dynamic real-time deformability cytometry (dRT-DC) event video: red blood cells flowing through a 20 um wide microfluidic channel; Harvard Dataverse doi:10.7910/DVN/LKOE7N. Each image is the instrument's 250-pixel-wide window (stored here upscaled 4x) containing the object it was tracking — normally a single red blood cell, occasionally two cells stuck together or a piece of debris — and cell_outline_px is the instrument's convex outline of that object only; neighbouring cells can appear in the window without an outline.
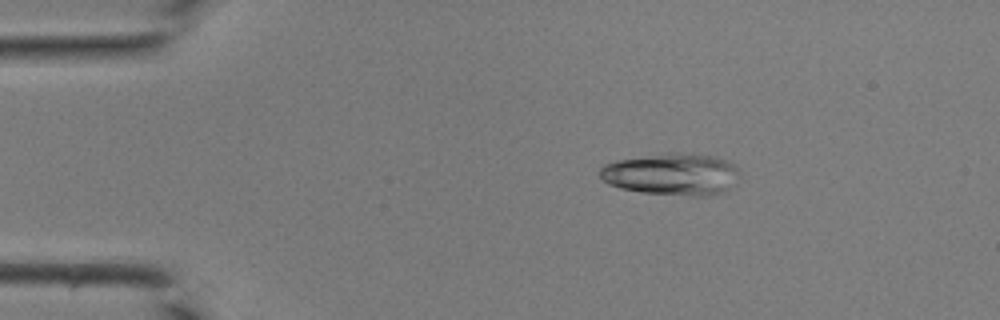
{"species": "common noctule bat (a hibernating species)", "species_latin": "Nyctalus noctula", "temperature_condition": "room temperature", "stored_images_in_passage": 26, "camera_frame_rate_fps": 3000, "um_per_image_px": 0.085, "animal": {"sex": "male", "body_mass_g": 19.0, "forearm_length_mm": 50.8}, "frame": {"image": 1, "passage_image": 1, "time_ms": 0.0, "image_size_px": [1000, 320], "cell_outline_px": [[740, 176], [728, 188], [712, 196], [692, 196], [640, 192], [620, 188], [608, 184], [600, 176], [600, 168], [604, 164], [620, 160], [660, 152], [676, 152], [716, 156], [728, 160], [736, 168]], "centroid_in_image_um": [57.1, 14.79], "position_along_channel_um": 27.9, "area_um2": 34.33}}
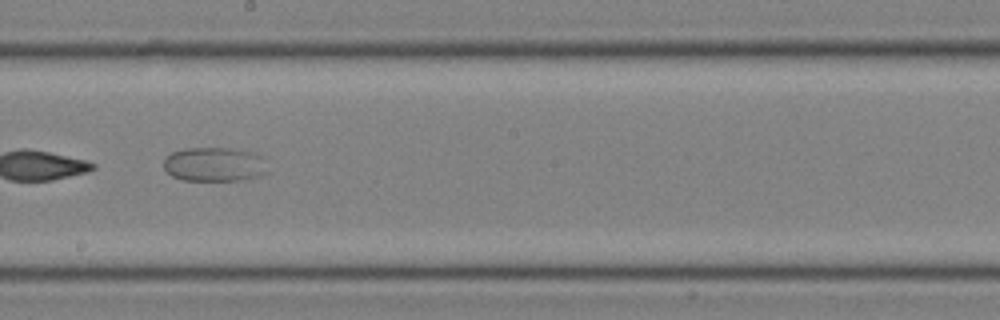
{"frame": {"image": 2, "passage_image": 18, "time_ms": 5.667, "image_size_px": [1000, 320], "cell_outline_px": [[264, 172], [260, 176], [240, 180], [184, 180], [172, 176], [164, 168], [164, 160], [172, 152], [184, 148], [224, 148], [248, 152], [260, 156]], "centroid_in_image_um": [18.12, 13.98], "position_along_channel_um": 230.1, "area_um2": 20.06}}
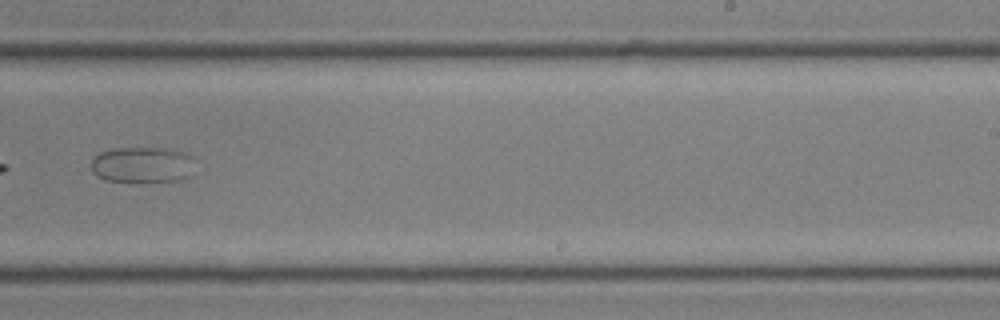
{"frame": {"image": 3, "passage_image": 21, "time_ms": 6.667, "image_size_px": [1000, 320], "cell_outline_px": [[188, 156], [184, 176], [180, 180], [144, 184], [104, 180], [96, 176], [92, 172], [92, 160], [100, 152], [112, 148], [164, 148], [184, 152]], "centroid_in_image_um": [11.91, 14.04], "position_along_channel_um": 277.1, "area_um2": 21.44}}